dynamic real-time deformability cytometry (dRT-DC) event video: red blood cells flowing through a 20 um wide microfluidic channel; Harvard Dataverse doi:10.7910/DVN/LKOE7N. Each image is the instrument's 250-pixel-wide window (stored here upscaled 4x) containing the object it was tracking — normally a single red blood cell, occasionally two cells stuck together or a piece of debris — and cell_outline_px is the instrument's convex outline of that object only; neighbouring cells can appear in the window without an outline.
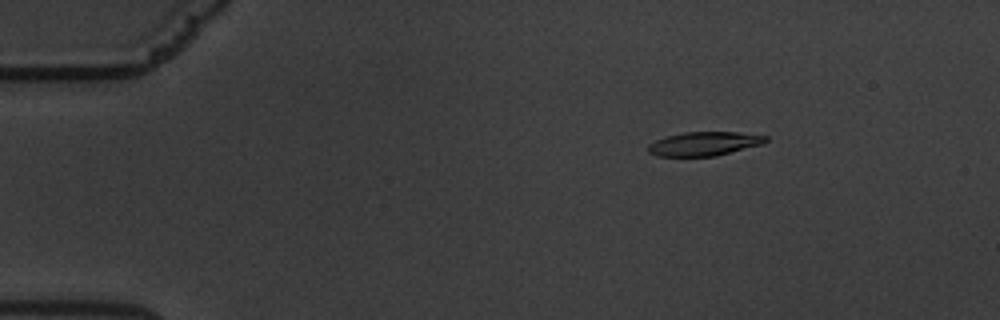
{"species": "common noctule bat (a hibernating species)", "species_latin": "Nyctalus noctula", "temperature_condition": "warm", "stored_images_in_passage": 61, "camera_frame_rate_fps": 3000, "um_per_image_px": 0.085, "animal": {"sex": "male", "body_mass_g": 19.5, "forearm_length_mm": 54.6}, "frame": {"image": 1, "passage_image": 10, "time_ms": 3.0, "image_size_px": [1000, 320], "cell_outline_px": [[768, 140], [764, 144], [716, 156], [656, 156], [648, 152], [648, 144], [664, 136], [684, 132], [736, 132], [768, 136]], "centroid_in_image_um": [59.86, 12.22], "position_along_channel_um": 25.1, "area_um2": 16.53}}
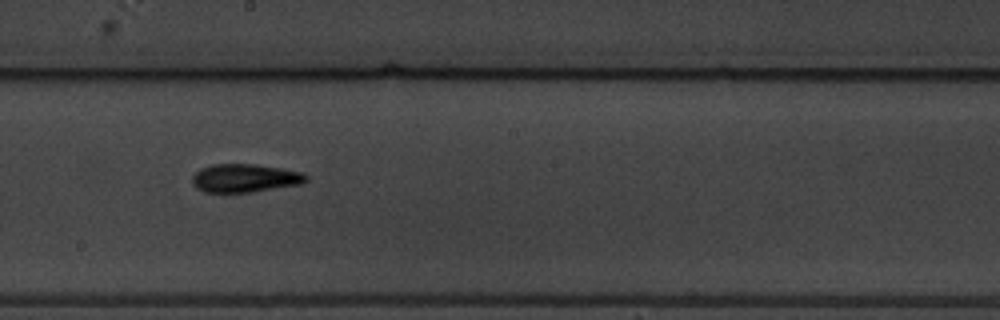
{"frame": {"image": 2, "passage_image": 35, "time_ms": 11.333, "image_size_px": [1000, 320], "cell_outline_px": [[308, 180], [300, 184], [252, 192], [204, 192], [196, 188], [192, 184], [192, 176], [200, 168], [212, 164], [256, 164], [280, 168], [300, 172], [308, 176]], "centroid_in_image_um": [20.78, 15.14], "position_along_channel_um": 227.4, "area_um2": 18.79}}
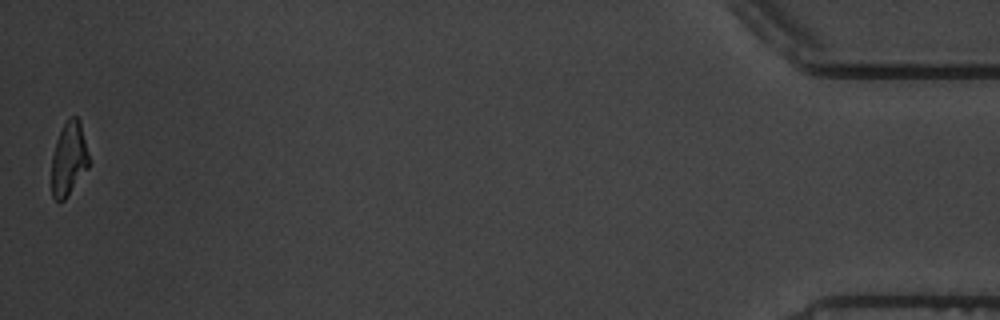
{"frame": {"image": 3, "passage_image": 61, "time_ms": 20.0, "image_size_px": [1000, 320], "cell_outline_px": [[88, 168], [64, 200], [56, 200], [52, 196], [52, 156], [56, 140], [64, 124], [72, 116], [76, 116], [80, 120], [88, 152]], "centroid_in_image_um": [5.85, 13.49], "position_along_channel_um": 429.4, "area_um2": 15.72}, "authors_computed_cell_mechanics": {"area_um2": 17.629, "velocity_mm_per_s": 3.3647, "shape_relaxation_time_tau1_ms": 8.9294, "shape_relaxation_time_tau2_ms": 4.3708, "deformation_change_tau1": 0.2429, "deformation_change_tau2": 0.1371}}